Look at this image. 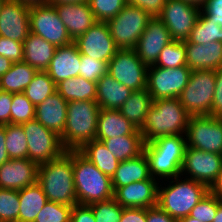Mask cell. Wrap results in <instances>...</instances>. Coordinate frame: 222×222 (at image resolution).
I'll return each mask as SVG.
<instances>
[{"label":"cell","instance_id":"obj_46","mask_svg":"<svg viewBox=\"0 0 222 222\" xmlns=\"http://www.w3.org/2000/svg\"><path fill=\"white\" fill-rule=\"evenodd\" d=\"M23 43L0 36V56L11 62H23Z\"/></svg>","mask_w":222,"mask_h":222},{"label":"cell","instance_id":"obj_44","mask_svg":"<svg viewBox=\"0 0 222 222\" xmlns=\"http://www.w3.org/2000/svg\"><path fill=\"white\" fill-rule=\"evenodd\" d=\"M218 210V197L210 191L190 211L189 217L201 222H213Z\"/></svg>","mask_w":222,"mask_h":222},{"label":"cell","instance_id":"obj_33","mask_svg":"<svg viewBox=\"0 0 222 222\" xmlns=\"http://www.w3.org/2000/svg\"><path fill=\"white\" fill-rule=\"evenodd\" d=\"M78 151L110 178H112L120 163L103 142L97 139L85 143Z\"/></svg>","mask_w":222,"mask_h":222},{"label":"cell","instance_id":"obj_56","mask_svg":"<svg viewBox=\"0 0 222 222\" xmlns=\"http://www.w3.org/2000/svg\"><path fill=\"white\" fill-rule=\"evenodd\" d=\"M12 64L13 62H11L8 58L0 56V77L9 71Z\"/></svg>","mask_w":222,"mask_h":222},{"label":"cell","instance_id":"obj_25","mask_svg":"<svg viewBox=\"0 0 222 222\" xmlns=\"http://www.w3.org/2000/svg\"><path fill=\"white\" fill-rule=\"evenodd\" d=\"M67 107L68 102L56 91L36 106L35 119L61 136L65 128Z\"/></svg>","mask_w":222,"mask_h":222},{"label":"cell","instance_id":"obj_9","mask_svg":"<svg viewBox=\"0 0 222 222\" xmlns=\"http://www.w3.org/2000/svg\"><path fill=\"white\" fill-rule=\"evenodd\" d=\"M21 125L27 137L28 159L30 161L40 165L55 160L66 152L60 136L45 128L36 119Z\"/></svg>","mask_w":222,"mask_h":222},{"label":"cell","instance_id":"obj_53","mask_svg":"<svg viewBox=\"0 0 222 222\" xmlns=\"http://www.w3.org/2000/svg\"><path fill=\"white\" fill-rule=\"evenodd\" d=\"M5 125H0V165L10 160L7 155Z\"/></svg>","mask_w":222,"mask_h":222},{"label":"cell","instance_id":"obj_51","mask_svg":"<svg viewBox=\"0 0 222 222\" xmlns=\"http://www.w3.org/2000/svg\"><path fill=\"white\" fill-rule=\"evenodd\" d=\"M120 222H147V208H123Z\"/></svg>","mask_w":222,"mask_h":222},{"label":"cell","instance_id":"obj_14","mask_svg":"<svg viewBox=\"0 0 222 222\" xmlns=\"http://www.w3.org/2000/svg\"><path fill=\"white\" fill-rule=\"evenodd\" d=\"M201 9L182 0H166L158 18L166 25L174 41H187Z\"/></svg>","mask_w":222,"mask_h":222},{"label":"cell","instance_id":"obj_31","mask_svg":"<svg viewBox=\"0 0 222 222\" xmlns=\"http://www.w3.org/2000/svg\"><path fill=\"white\" fill-rule=\"evenodd\" d=\"M20 209L19 222H34L39 212L48 202L42 187L35 184L18 190Z\"/></svg>","mask_w":222,"mask_h":222},{"label":"cell","instance_id":"obj_7","mask_svg":"<svg viewBox=\"0 0 222 222\" xmlns=\"http://www.w3.org/2000/svg\"><path fill=\"white\" fill-rule=\"evenodd\" d=\"M216 85V70H194L178 97L190 116H209Z\"/></svg>","mask_w":222,"mask_h":222},{"label":"cell","instance_id":"obj_5","mask_svg":"<svg viewBox=\"0 0 222 222\" xmlns=\"http://www.w3.org/2000/svg\"><path fill=\"white\" fill-rule=\"evenodd\" d=\"M99 104L96 101H69L63 134L60 136L66 151L79 150L96 139Z\"/></svg>","mask_w":222,"mask_h":222},{"label":"cell","instance_id":"obj_57","mask_svg":"<svg viewBox=\"0 0 222 222\" xmlns=\"http://www.w3.org/2000/svg\"><path fill=\"white\" fill-rule=\"evenodd\" d=\"M27 6H37L47 4V0H16Z\"/></svg>","mask_w":222,"mask_h":222},{"label":"cell","instance_id":"obj_17","mask_svg":"<svg viewBox=\"0 0 222 222\" xmlns=\"http://www.w3.org/2000/svg\"><path fill=\"white\" fill-rule=\"evenodd\" d=\"M188 43L222 42V0H208L202 7Z\"/></svg>","mask_w":222,"mask_h":222},{"label":"cell","instance_id":"obj_3","mask_svg":"<svg viewBox=\"0 0 222 222\" xmlns=\"http://www.w3.org/2000/svg\"><path fill=\"white\" fill-rule=\"evenodd\" d=\"M185 137L186 135L162 136L144 143L143 151L147 156L152 178L169 180L181 176L187 146Z\"/></svg>","mask_w":222,"mask_h":222},{"label":"cell","instance_id":"obj_4","mask_svg":"<svg viewBox=\"0 0 222 222\" xmlns=\"http://www.w3.org/2000/svg\"><path fill=\"white\" fill-rule=\"evenodd\" d=\"M72 165L78 204L91 205L114 197L111 178L78 150H72Z\"/></svg>","mask_w":222,"mask_h":222},{"label":"cell","instance_id":"obj_10","mask_svg":"<svg viewBox=\"0 0 222 222\" xmlns=\"http://www.w3.org/2000/svg\"><path fill=\"white\" fill-rule=\"evenodd\" d=\"M191 72L187 65L176 68L148 66L146 89L153 100L178 98L188 84Z\"/></svg>","mask_w":222,"mask_h":222},{"label":"cell","instance_id":"obj_42","mask_svg":"<svg viewBox=\"0 0 222 222\" xmlns=\"http://www.w3.org/2000/svg\"><path fill=\"white\" fill-rule=\"evenodd\" d=\"M96 222H120L123 207L113 198L89 205Z\"/></svg>","mask_w":222,"mask_h":222},{"label":"cell","instance_id":"obj_54","mask_svg":"<svg viewBox=\"0 0 222 222\" xmlns=\"http://www.w3.org/2000/svg\"><path fill=\"white\" fill-rule=\"evenodd\" d=\"M209 191L222 200V170L219 173L216 181L209 188Z\"/></svg>","mask_w":222,"mask_h":222},{"label":"cell","instance_id":"obj_28","mask_svg":"<svg viewBox=\"0 0 222 222\" xmlns=\"http://www.w3.org/2000/svg\"><path fill=\"white\" fill-rule=\"evenodd\" d=\"M23 62L28 63L37 71H46L57 47L32 32L23 42Z\"/></svg>","mask_w":222,"mask_h":222},{"label":"cell","instance_id":"obj_59","mask_svg":"<svg viewBox=\"0 0 222 222\" xmlns=\"http://www.w3.org/2000/svg\"><path fill=\"white\" fill-rule=\"evenodd\" d=\"M213 222H222V200L218 198V210Z\"/></svg>","mask_w":222,"mask_h":222},{"label":"cell","instance_id":"obj_60","mask_svg":"<svg viewBox=\"0 0 222 222\" xmlns=\"http://www.w3.org/2000/svg\"><path fill=\"white\" fill-rule=\"evenodd\" d=\"M179 222H201L199 220H196L195 218H192V217H183L179 220Z\"/></svg>","mask_w":222,"mask_h":222},{"label":"cell","instance_id":"obj_11","mask_svg":"<svg viewBox=\"0 0 222 222\" xmlns=\"http://www.w3.org/2000/svg\"><path fill=\"white\" fill-rule=\"evenodd\" d=\"M147 72L148 66L134 49H119L108 62L107 73L132 91L146 88Z\"/></svg>","mask_w":222,"mask_h":222},{"label":"cell","instance_id":"obj_50","mask_svg":"<svg viewBox=\"0 0 222 222\" xmlns=\"http://www.w3.org/2000/svg\"><path fill=\"white\" fill-rule=\"evenodd\" d=\"M70 222H96L89 205L77 204L72 207Z\"/></svg>","mask_w":222,"mask_h":222},{"label":"cell","instance_id":"obj_21","mask_svg":"<svg viewBox=\"0 0 222 222\" xmlns=\"http://www.w3.org/2000/svg\"><path fill=\"white\" fill-rule=\"evenodd\" d=\"M39 165L28 158L10 159L0 165V188L20 190L37 182Z\"/></svg>","mask_w":222,"mask_h":222},{"label":"cell","instance_id":"obj_61","mask_svg":"<svg viewBox=\"0 0 222 222\" xmlns=\"http://www.w3.org/2000/svg\"><path fill=\"white\" fill-rule=\"evenodd\" d=\"M4 2H5V0H0V10H1V7H2Z\"/></svg>","mask_w":222,"mask_h":222},{"label":"cell","instance_id":"obj_27","mask_svg":"<svg viewBox=\"0 0 222 222\" xmlns=\"http://www.w3.org/2000/svg\"><path fill=\"white\" fill-rule=\"evenodd\" d=\"M150 177L149 162L143 151L135 158L120 161L111 178L112 188L115 192L119 187L133 182L148 180Z\"/></svg>","mask_w":222,"mask_h":222},{"label":"cell","instance_id":"obj_30","mask_svg":"<svg viewBox=\"0 0 222 222\" xmlns=\"http://www.w3.org/2000/svg\"><path fill=\"white\" fill-rule=\"evenodd\" d=\"M102 141L106 148L119 161H125L137 157L143 152L144 141L139 129L130 135L110 139H97Z\"/></svg>","mask_w":222,"mask_h":222},{"label":"cell","instance_id":"obj_13","mask_svg":"<svg viewBox=\"0 0 222 222\" xmlns=\"http://www.w3.org/2000/svg\"><path fill=\"white\" fill-rule=\"evenodd\" d=\"M186 143L187 147L222 155V118L190 116Z\"/></svg>","mask_w":222,"mask_h":222},{"label":"cell","instance_id":"obj_19","mask_svg":"<svg viewBox=\"0 0 222 222\" xmlns=\"http://www.w3.org/2000/svg\"><path fill=\"white\" fill-rule=\"evenodd\" d=\"M172 41L166 25L158 18H152L141 34L134 50L147 65H154L164 47Z\"/></svg>","mask_w":222,"mask_h":222},{"label":"cell","instance_id":"obj_16","mask_svg":"<svg viewBox=\"0 0 222 222\" xmlns=\"http://www.w3.org/2000/svg\"><path fill=\"white\" fill-rule=\"evenodd\" d=\"M74 43L81 55L89 56L99 61L109 62L119 48L115 45L106 22H97Z\"/></svg>","mask_w":222,"mask_h":222},{"label":"cell","instance_id":"obj_45","mask_svg":"<svg viewBox=\"0 0 222 222\" xmlns=\"http://www.w3.org/2000/svg\"><path fill=\"white\" fill-rule=\"evenodd\" d=\"M108 63L81 55L80 74L85 80L97 82L107 73Z\"/></svg>","mask_w":222,"mask_h":222},{"label":"cell","instance_id":"obj_55","mask_svg":"<svg viewBox=\"0 0 222 222\" xmlns=\"http://www.w3.org/2000/svg\"><path fill=\"white\" fill-rule=\"evenodd\" d=\"M89 0H47V4L57 6L62 4H83L88 3Z\"/></svg>","mask_w":222,"mask_h":222},{"label":"cell","instance_id":"obj_29","mask_svg":"<svg viewBox=\"0 0 222 222\" xmlns=\"http://www.w3.org/2000/svg\"><path fill=\"white\" fill-rule=\"evenodd\" d=\"M137 128L120 112L114 109H100L96 139H110L132 134Z\"/></svg>","mask_w":222,"mask_h":222},{"label":"cell","instance_id":"obj_35","mask_svg":"<svg viewBox=\"0 0 222 222\" xmlns=\"http://www.w3.org/2000/svg\"><path fill=\"white\" fill-rule=\"evenodd\" d=\"M57 92L67 101H96L97 82L78 76L65 79L57 85Z\"/></svg>","mask_w":222,"mask_h":222},{"label":"cell","instance_id":"obj_23","mask_svg":"<svg viewBox=\"0 0 222 222\" xmlns=\"http://www.w3.org/2000/svg\"><path fill=\"white\" fill-rule=\"evenodd\" d=\"M54 7L73 41L98 22L89 3L62 4Z\"/></svg>","mask_w":222,"mask_h":222},{"label":"cell","instance_id":"obj_6","mask_svg":"<svg viewBox=\"0 0 222 222\" xmlns=\"http://www.w3.org/2000/svg\"><path fill=\"white\" fill-rule=\"evenodd\" d=\"M176 176L167 187L158 186L157 206L174 219L187 217L190 211L209 192V188L190 178Z\"/></svg>","mask_w":222,"mask_h":222},{"label":"cell","instance_id":"obj_8","mask_svg":"<svg viewBox=\"0 0 222 222\" xmlns=\"http://www.w3.org/2000/svg\"><path fill=\"white\" fill-rule=\"evenodd\" d=\"M152 17L139 7L127 4L108 20L110 35L119 49H134Z\"/></svg>","mask_w":222,"mask_h":222},{"label":"cell","instance_id":"obj_38","mask_svg":"<svg viewBox=\"0 0 222 222\" xmlns=\"http://www.w3.org/2000/svg\"><path fill=\"white\" fill-rule=\"evenodd\" d=\"M186 47L184 42L172 40L160 52L154 66L176 68L186 66Z\"/></svg>","mask_w":222,"mask_h":222},{"label":"cell","instance_id":"obj_52","mask_svg":"<svg viewBox=\"0 0 222 222\" xmlns=\"http://www.w3.org/2000/svg\"><path fill=\"white\" fill-rule=\"evenodd\" d=\"M147 222H179L172 218L158 206L147 208Z\"/></svg>","mask_w":222,"mask_h":222},{"label":"cell","instance_id":"obj_20","mask_svg":"<svg viewBox=\"0 0 222 222\" xmlns=\"http://www.w3.org/2000/svg\"><path fill=\"white\" fill-rule=\"evenodd\" d=\"M157 179L138 181L119 187L114 199L123 208H151L157 206Z\"/></svg>","mask_w":222,"mask_h":222},{"label":"cell","instance_id":"obj_18","mask_svg":"<svg viewBox=\"0 0 222 222\" xmlns=\"http://www.w3.org/2000/svg\"><path fill=\"white\" fill-rule=\"evenodd\" d=\"M30 6L5 0L0 10V36L23 43L30 32Z\"/></svg>","mask_w":222,"mask_h":222},{"label":"cell","instance_id":"obj_12","mask_svg":"<svg viewBox=\"0 0 222 222\" xmlns=\"http://www.w3.org/2000/svg\"><path fill=\"white\" fill-rule=\"evenodd\" d=\"M29 22L30 32L41 36L55 47L66 46L74 42L53 5L30 6Z\"/></svg>","mask_w":222,"mask_h":222},{"label":"cell","instance_id":"obj_41","mask_svg":"<svg viewBox=\"0 0 222 222\" xmlns=\"http://www.w3.org/2000/svg\"><path fill=\"white\" fill-rule=\"evenodd\" d=\"M89 5L98 22L114 18L126 5V0H89Z\"/></svg>","mask_w":222,"mask_h":222},{"label":"cell","instance_id":"obj_39","mask_svg":"<svg viewBox=\"0 0 222 222\" xmlns=\"http://www.w3.org/2000/svg\"><path fill=\"white\" fill-rule=\"evenodd\" d=\"M19 207L18 190L0 188V220L19 222Z\"/></svg>","mask_w":222,"mask_h":222},{"label":"cell","instance_id":"obj_49","mask_svg":"<svg viewBox=\"0 0 222 222\" xmlns=\"http://www.w3.org/2000/svg\"><path fill=\"white\" fill-rule=\"evenodd\" d=\"M13 93L0 92V125L11 124V106Z\"/></svg>","mask_w":222,"mask_h":222},{"label":"cell","instance_id":"obj_1","mask_svg":"<svg viewBox=\"0 0 222 222\" xmlns=\"http://www.w3.org/2000/svg\"><path fill=\"white\" fill-rule=\"evenodd\" d=\"M189 118L179 98L153 100L140 129L144 143L162 136L186 135Z\"/></svg>","mask_w":222,"mask_h":222},{"label":"cell","instance_id":"obj_58","mask_svg":"<svg viewBox=\"0 0 222 222\" xmlns=\"http://www.w3.org/2000/svg\"><path fill=\"white\" fill-rule=\"evenodd\" d=\"M188 4L194 5L200 9L207 3L208 0H182Z\"/></svg>","mask_w":222,"mask_h":222},{"label":"cell","instance_id":"obj_47","mask_svg":"<svg viewBox=\"0 0 222 222\" xmlns=\"http://www.w3.org/2000/svg\"><path fill=\"white\" fill-rule=\"evenodd\" d=\"M127 4L139 7L146 11L152 18L158 17L166 0H126Z\"/></svg>","mask_w":222,"mask_h":222},{"label":"cell","instance_id":"obj_22","mask_svg":"<svg viewBox=\"0 0 222 222\" xmlns=\"http://www.w3.org/2000/svg\"><path fill=\"white\" fill-rule=\"evenodd\" d=\"M81 54L73 42L57 47L46 72L57 85L65 79L78 77L80 74Z\"/></svg>","mask_w":222,"mask_h":222},{"label":"cell","instance_id":"obj_32","mask_svg":"<svg viewBox=\"0 0 222 222\" xmlns=\"http://www.w3.org/2000/svg\"><path fill=\"white\" fill-rule=\"evenodd\" d=\"M153 99L148 90L133 91L119 109L121 114L137 129H141Z\"/></svg>","mask_w":222,"mask_h":222},{"label":"cell","instance_id":"obj_24","mask_svg":"<svg viewBox=\"0 0 222 222\" xmlns=\"http://www.w3.org/2000/svg\"><path fill=\"white\" fill-rule=\"evenodd\" d=\"M187 66L192 70H219L222 68V42L194 44L184 41Z\"/></svg>","mask_w":222,"mask_h":222},{"label":"cell","instance_id":"obj_48","mask_svg":"<svg viewBox=\"0 0 222 222\" xmlns=\"http://www.w3.org/2000/svg\"><path fill=\"white\" fill-rule=\"evenodd\" d=\"M209 116L222 118V68L216 70V85Z\"/></svg>","mask_w":222,"mask_h":222},{"label":"cell","instance_id":"obj_15","mask_svg":"<svg viewBox=\"0 0 222 222\" xmlns=\"http://www.w3.org/2000/svg\"><path fill=\"white\" fill-rule=\"evenodd\" d=\"M221 170L222 155L186 146L181 168L182 176L184 173L189 174L190 177H185L201 182L210 188Z\"/></svg>","mask_w":222,"mask_h":222},{"label":"cell","instance_id":"obj_37","mask_svg":"<svg viewBox=\"0 0 222 222\" xmlns=\"http://www.w3.org/2000/svg\"><path fill=\"white\" fill-rule=\"evenodd\" d=\"M5 147L10 159L28 158L27 137L23 131L22 125L7 124L5 125Z\"/></svg>","mask_w":222,"mask_h":222},{"label":"cell","instance_id":"obj_36","mask_svg":"<svg viewBox=\"0 0 222 222\" xmlns=\"http://www.w3.org/2000/svg\"><path fill=\"white\" fill-rule=\"evenodd\" d=\"M56 91V84L48 73L46 71H38L23 93L36 107Z\"/></svg>","mask_w":222,"mask_h":222},{"label":"cell","instance_id":"obj_40","mask_svg":"<svg viewBox=\"0 0 222 222\" xmlns=\"http://www.w3.org/2000/svg\"><path fill=\"white\" fill-rule=\"evenodd\" d=\"M36 107L22 93H14L11 106V124H23L35 119Z\"/></svg>","mask_w":222,"mask_h":222},{"label":"cell","instance_id":"obj_26","mask_svg":"<svg viewBox=\"0 0 222 222\" xmlns=\"http://www.w3.org/2000/svg\"><path fill=\"white\" fill-rule=\"evenodd\" d=\"M132 92L106 73L97 81L96 102L100 109L119 110Z\"/></svg>","mask_w":222,"mask_h":222},{"label":"cell","instance_id":"obj_34","mask_svg":"<svg viewBox=\"0 0 222 222\" xmlns=\"http://www.w3.org/2000/svg\"><path fill=\"white\" fill-rule=\"evenodd\" d=\"M38 71L26 62L13 63L7 73L0 77L1 91L22 93Z\"/></svg>","mask_w":222,"mask_h":222},{"label":"cell","instance_id":"obj_43","mask_svg":"<svg viewBox=\"0 0 222 222\" xmlns=\"http://www.w3.org/2000/svg\"><path fill=\"white\" fill-rule=\"evenodd\" d=\"M72 206L48 201L34 222H70Z\"/></svg>","mask_w":222,"mask_h":222},{"label":"cell","instance_id":"obj_2","mask_svg":"<svg viewBox=\"0 0 222 222\" xmlns=\"http://www.w3.org/2000/svg\"><path fill=\"white\" fill-rule=\"evenodd\" d=\"M37 183L42 187L48 201L72 207L77 205L72 150L64 152L55 160L40 164Z\"/></svg>","mask_w":222,"mask_h":222}]
</instances>
